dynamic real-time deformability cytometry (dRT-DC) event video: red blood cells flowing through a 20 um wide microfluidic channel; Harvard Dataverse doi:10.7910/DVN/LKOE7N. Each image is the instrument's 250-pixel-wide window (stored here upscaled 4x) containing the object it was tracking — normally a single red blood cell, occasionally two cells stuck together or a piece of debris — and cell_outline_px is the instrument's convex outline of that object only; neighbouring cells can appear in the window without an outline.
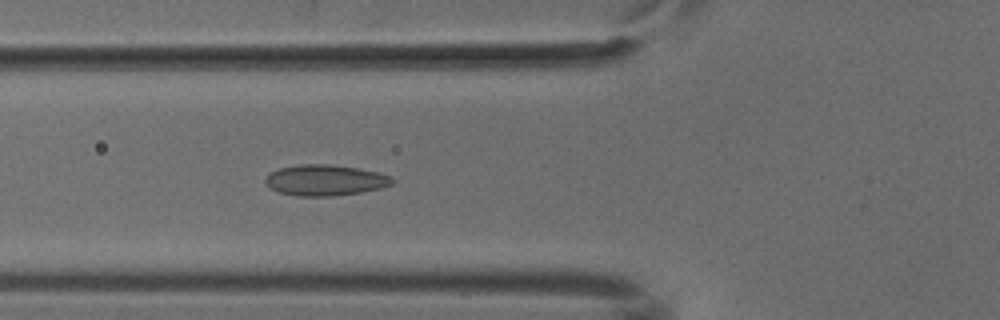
{"species": "common noctule bat (a hibernating species)", "species_latin": "Nyctalus noctula", "temperature_condition": "cold", "stored_images_in_passage": 37, "camera_frame_rate_fps": 3000, "um_per_image_px": 0.085, "animal": {"sex": "male", "body_mass_g": 18.8}, "frame": {"image": 1, "passage_image": 6, "time_ms": 1.667, "image_size_px": [1000, 320], "cell_outline_px": [[396, 180], [392, 184], [380, 188], [360, 192], [332, 196], [296, 196], [280, 192], [272, 188], [264, 180], [272, 172], [280, 168], [304, 164], [328, 164], [356, 168], [376, 172], [392, 176]], "centroid_in_image_um": [27.68, 15.32], "position_along_channel_um": 98.1, "area_um2": 22.48}}
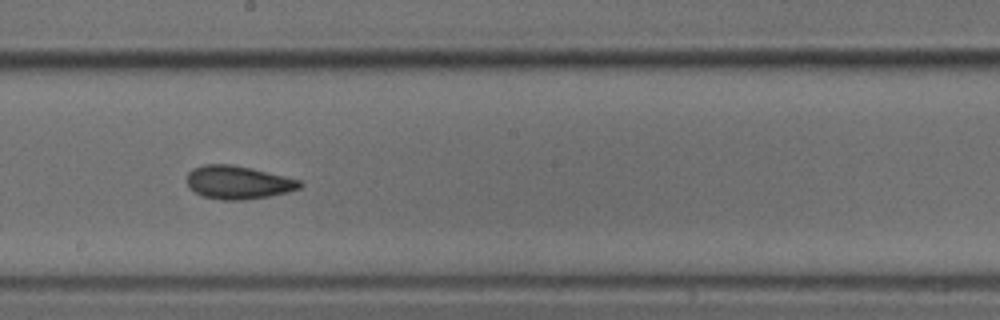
{"frame": {"image": 2, "passage_image": 16, "time_ms": 5.0, "image_size_px": [1000, 320], "cell_outline_px": [[304, 184], [300, 188], [288, 192], [268, 196], [240, 200], [220, 200], [200, 196], [188, 184], [188, 172], [192, 168], [204, 164], [232, 164], [300, 180]], "centroid_in_image_um": [20.22, 15.51], "position_along_channel_um": 228.0, "area_um2": 21.68}}
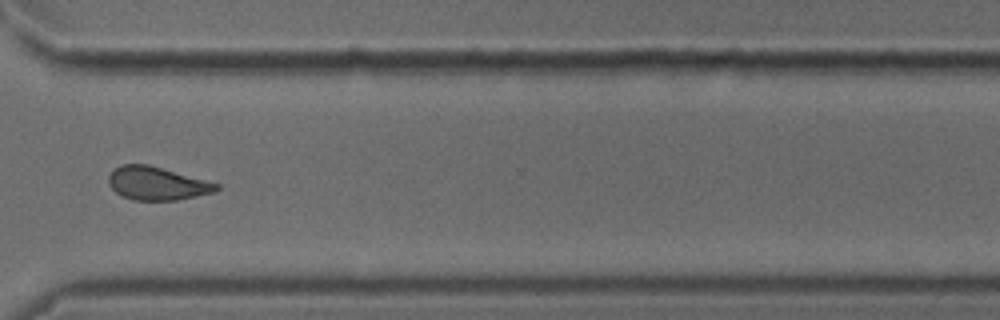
{"frame": {"image": 3, "passage_image": 26, "time_ms": 8.333, "image_size_px": [1000, 320], "cell_outline_px": [[220, 188], [212, 192], [196, 196], [176, 200], [132, 200], [116, 192], [108, 184], [108, 176], [120, 164], [148, 164], [220, 184]], "centroid_in_image_um": [13.33, 15.59], "position_along_channel_um": 357.3, "area_um2": 20.69}}